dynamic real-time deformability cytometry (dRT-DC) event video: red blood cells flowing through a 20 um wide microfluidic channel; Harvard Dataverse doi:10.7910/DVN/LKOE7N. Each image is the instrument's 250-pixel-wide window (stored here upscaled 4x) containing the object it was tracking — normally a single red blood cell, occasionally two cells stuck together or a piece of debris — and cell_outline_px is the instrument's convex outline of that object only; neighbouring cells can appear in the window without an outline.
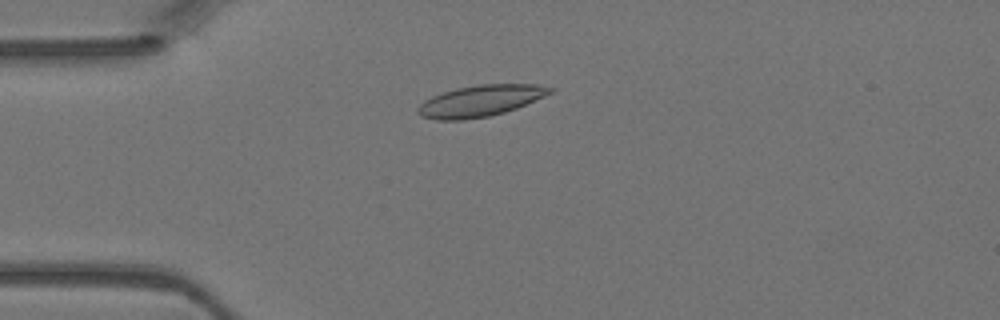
{"species": "Egyptian fruit bat (a non-hibernating species)", "species_latin": "Rousettus aegyptiacus", "temperature_condition": "warm", "stored_images_in_passage": 3, "camera_frame_rate_fps": 3000, "um_per_image_px": 0.085, "animal": {"sex": "female"}, "frame": {"image": 1, "passage_image": 3, "time_ms": 0.667, "image_size_px": [1000, 320], "cell_outline_px": [[552, 92], [544, 96], [516, 108], [504, 112], [488, 116], [464, 120], [436, 120], [420, 116], [416, 112], [416, 108], [424, 100], [432, 96], [456, 88], [480, 84], [540, 84], [552, 88]], "centroid_in_image_um": [40.78, 8.57], "position_along_channel_um": 44.2, "area_um2": 24.04}}